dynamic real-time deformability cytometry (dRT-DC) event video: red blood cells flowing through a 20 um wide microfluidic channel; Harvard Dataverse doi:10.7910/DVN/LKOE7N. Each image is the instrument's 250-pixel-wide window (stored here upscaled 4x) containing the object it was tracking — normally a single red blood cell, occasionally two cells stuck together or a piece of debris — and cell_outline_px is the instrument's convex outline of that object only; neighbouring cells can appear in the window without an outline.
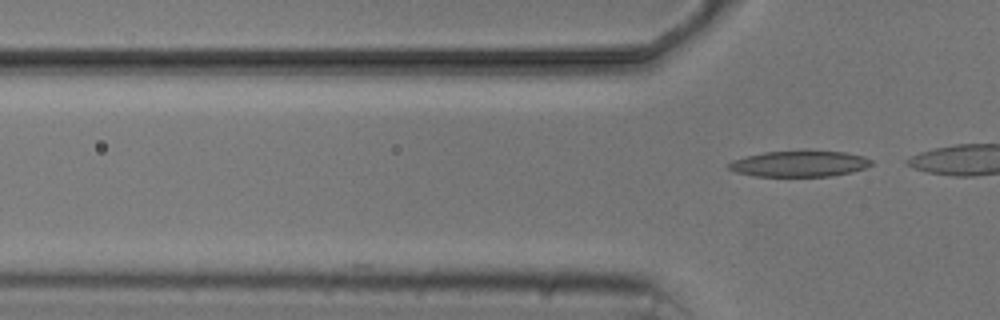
{"species": "common noctule bat (a hibernating species)", "species_latin": "Nyctalus noctula", "temperature_condition": "cold", "stored_images_in_passage": 4, "camera_frame_rate_fps": 3000, "um_per_image_px": 0.085, "animal": {"sex": "male", "body_mass_g": 20.5, "forearm_length_mm": 52.5}, "frame": {"image": 1, "passage_image": 4, "time_ms": 3.667, "image_size_px": [1000, 320], "cell_outline_px": [[872, 164], [864, 168], [852, 172], [832, 176], [756, 176], [736, 172], [728, 168], [728, 164], [732, 160], [764, 152], [844, 152], [864, 156], [872, 160]], "centroid_in_image_um": [67.96, 13.94], "position_along_channel_um": 57.8, "area_um2": 21.1}}